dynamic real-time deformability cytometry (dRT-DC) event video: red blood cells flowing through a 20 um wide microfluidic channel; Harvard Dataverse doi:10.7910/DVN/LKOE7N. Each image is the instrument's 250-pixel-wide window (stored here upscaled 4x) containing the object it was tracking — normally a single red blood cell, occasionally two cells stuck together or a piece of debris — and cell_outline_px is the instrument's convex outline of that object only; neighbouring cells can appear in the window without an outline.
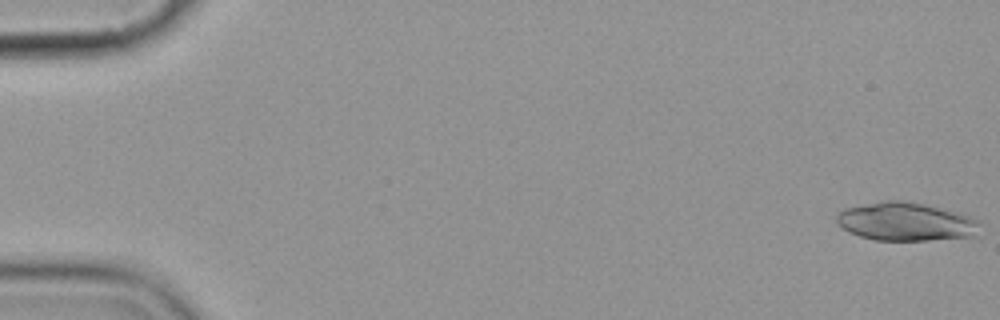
{"species": "common noctule bat (a hibernating species)", "species_latin": "Nyctalus noctula", "temperature_condition": "cold", "stored_images_in_passage": 7, "camera_frame_rate_fps": 3000, "um_per_image_px": 0.085, "animal": {"sex": "female", "body_mass_g": 19.9}, "frame": {"image": 1, "passage_image": 1, "time_ms": 0.0, "image_size_px": [1000, 320], "cell_outline_px": [[980, 224], [972, 236], [928, 240], [872, 240], [848, 232], [836, 220], [836, 216], [844, 208], [884, 200], [900, 200], [924, 204], [968, 216], [980, 220]], "centroid_in_image_um": [76.94, 18.84], "position_along_channel_um": 8.1, "area_um2": 31.56}}
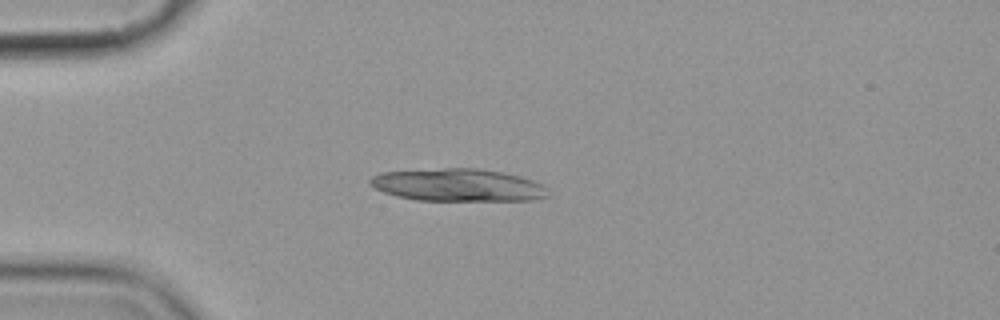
{"frame": {"image": 2, "passage_image": 5, "time_ms": 4.667, "image_size_px": [1000, 320], "cell_outline_px": [[548, 196], [532, 200], [416, 200], [396, 196], [384, 192], [368, 184], [368, 180], [372, 176], [380, 172], [444, 168], [476, 168], [500, 172], [520, 176], [532, 180], [540, 184], [544, 188]], "centroid_in_image_um": [38.85, 15.72], "position_along_channel_um": 46.2, "area_um2": 33.52}}